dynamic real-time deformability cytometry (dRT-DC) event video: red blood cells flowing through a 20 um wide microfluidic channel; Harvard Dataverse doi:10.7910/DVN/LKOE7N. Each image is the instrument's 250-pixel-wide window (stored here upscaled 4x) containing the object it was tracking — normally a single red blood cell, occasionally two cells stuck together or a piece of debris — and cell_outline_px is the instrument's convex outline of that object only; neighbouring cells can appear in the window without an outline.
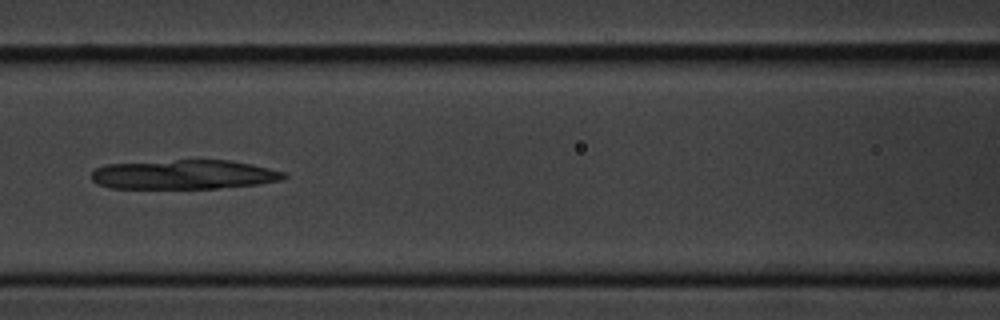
{"species": "common noctule bat (a hibernating species)", "species_latin": "Nyctalus noctula", "temperature_condition": "cold", "stored_images_in_passage": 12, "camera_frame_rate_fps": 3000, "um_per_image_px": 0.085, "animal": {"sex": "male", "body_mass_g": 20.1, "forearm_length_mm": 53.5}, "frame": {"image": 1, "passage_image": 4, "time_ms": 3.667, "image_size_px": [1000, 320], "cell_outline_px": [[288, 176], [280, 180], [260, 184], [216, 188], [108, 188], [96, 184], [92, 180], [92, 172], [96, 168], [104, 164], [176, 160], [228, 160], [252, 164], [288, 172]], "centroid_in_image_um": [15.65, 14.83], "position_along_channel_um": 151.0, "area_um2": 33.12}}
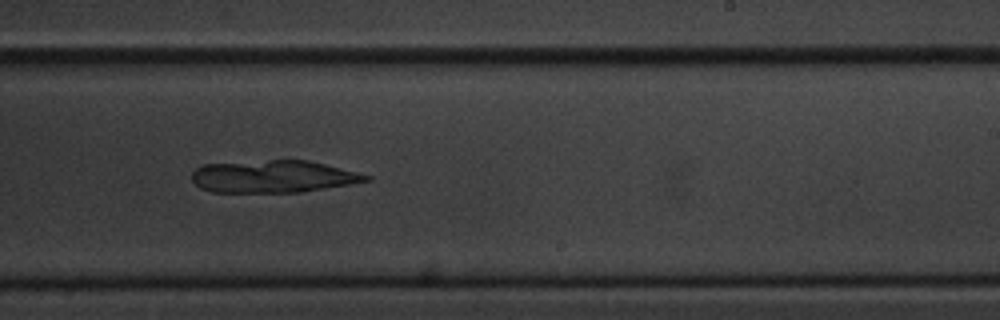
{"frame": {"image": 2, "passage_image": 7, "time_ms": 7.0, "image_size_px": [1000, 320], "cell_outline_px": [[372, 180], [300, 192], [212, 192], [200, 188], [192, 180], [192, 172], [200, 164], [268, 160], [308, 160], [372, 176]], "centroid_in_image_um": [23.17, 15.0], "position_along_channel_um": 265.8, "area_um2": 32.71}}